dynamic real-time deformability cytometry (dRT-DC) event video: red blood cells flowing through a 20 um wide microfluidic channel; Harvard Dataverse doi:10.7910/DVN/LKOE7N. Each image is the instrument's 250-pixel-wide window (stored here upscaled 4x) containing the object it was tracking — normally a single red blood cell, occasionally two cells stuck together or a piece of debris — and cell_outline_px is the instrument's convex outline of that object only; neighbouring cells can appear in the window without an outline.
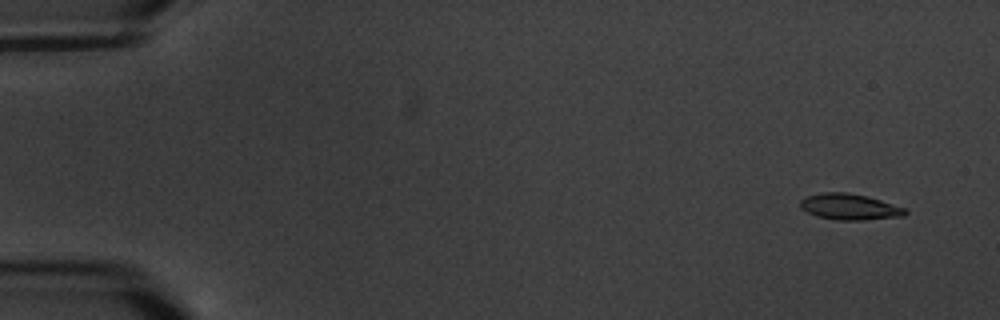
{"species": "common noctule bat (a hibernating species)", "species_latin": "Nyctalus noctula", "temperature_condition": "warm", "stored_images_in_passage": 4, "camera_frame_rate_fps": 3000, "um_per_image_px": 0.085, "animal": {"sex": "male", "body_mass_g": 20.1, "forearm_length_mm": 53.5}, "frame": {"image": 1, "passage_image": 1, "time_ms": 0.0, "image_size_px": [1000, 320], "cell_outline_px": [[908, 212], [904, 216], [864, 220], [836, 220], [816, 216], [800, 208], [800, 200], [808, 196], [824, 192], [844, 192], [868, 196], [904, 208]], "centroid_in_image_um": [72.2, 17.58], "position_along_channel_um": 12.8, "area_um2": 15.84}}
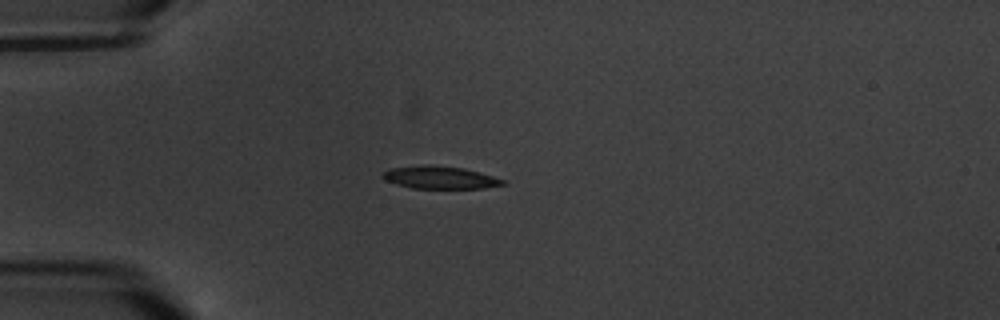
{"frame": {"image": 2, "passage_image": 4, "time_ms": 4.333, "image_size_px": [1000, 320], "cell_outline_px": [[508, 184], [484, 188], [412, 188], [396, 184], [384, 180], [380, 176], [388, 168], [424, 164], [428, 164], [464, 168], [492, 176], [504, 180]], "centroid_in_image_um": [37.35, 15.08], "position_along_channel_um": 47.7, "area_um2": 15.95}}